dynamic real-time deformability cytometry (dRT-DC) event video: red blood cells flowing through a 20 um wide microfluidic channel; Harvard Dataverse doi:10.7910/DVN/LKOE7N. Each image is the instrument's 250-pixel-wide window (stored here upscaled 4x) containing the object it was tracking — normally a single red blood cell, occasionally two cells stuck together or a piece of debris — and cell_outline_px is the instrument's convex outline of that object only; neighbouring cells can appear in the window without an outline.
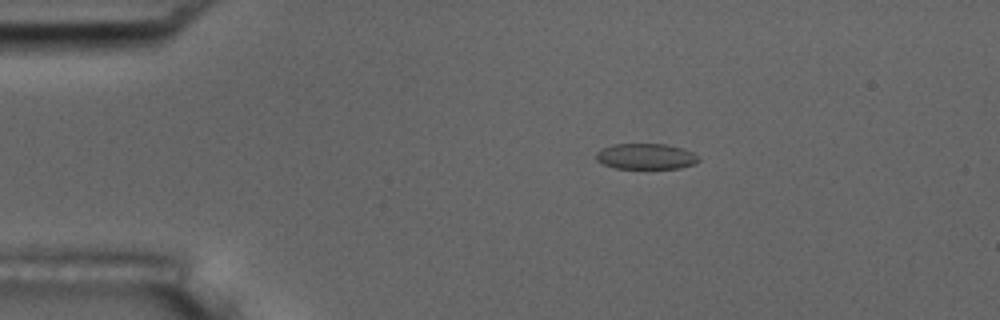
{"species": "common noctule bat (a hibernating species)", "species_latin": "Nyctalus noctula", "temperature_condition": "room temperature", "stored_images_in_passage": 5, "camera_frame_rate_fps": 3000, "um_per_image_px": 0.085, "animal": {"sex": "male", "body_mass_g": 17.5, "forearm_length_mm": 52.3}, "frame": {"image": 1, "passage_image": 2, "time_ms": 1.333, "image_size_px": [1000, 320], "cell_outline_px": [[700, 160], [696, 164], [680, 168], [616, 168], [604, 164], [596, 160], [596, 152], [600, 148], [612, 144], [664, 144], [684, 148], [700, 156]], "centroid_in_image_um": [54.92, 13.29], "position_along_channel_um": 30.1, "area_um2": 15.55}}
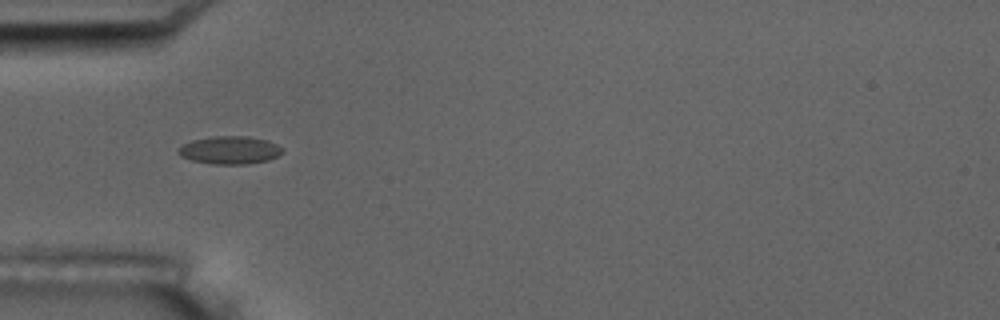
{"frame": {"image": 2, "passage_image": 4, "time_ms": 3.667, "image_size_px": [1000, 320], "cell_outline_px": [[284, 152], [268, 160], [248, 164], [212, 164], [192, 160], [180, 156], [176, 152], [176, 148], [192, 140], [212, 136], [248, 136], [268, 140], [284, 148]], "centroid_in_image_um": [19.52, 12.75], "position_along_channel_um": 65.5, "area_um2": 17.11}}